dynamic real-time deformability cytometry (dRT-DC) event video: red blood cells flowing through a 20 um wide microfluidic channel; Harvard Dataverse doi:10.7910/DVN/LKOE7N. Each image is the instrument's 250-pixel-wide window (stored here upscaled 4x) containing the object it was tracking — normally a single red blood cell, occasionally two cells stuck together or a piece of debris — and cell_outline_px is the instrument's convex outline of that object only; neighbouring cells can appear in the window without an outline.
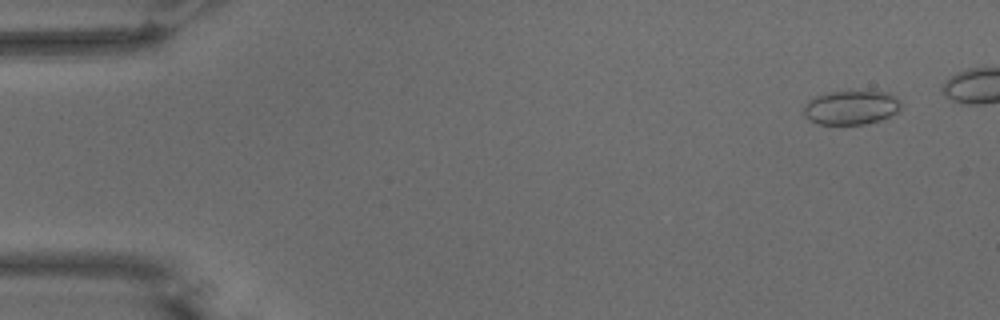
{"species": "common noctule bat (a hibernating species)", "species_latin": "Nyctalus noctula", "temperature_condition": "warm", "stored_images_in_passage": 46, "camera_frame_rate_fps": 3000, "um_per_image_px": 0.085, "animal": {"sex": "male", "body_mass_g": 15.6}, "frame": {"image": 1, "passage_image": 2, "time_ms": 0.333, "image_size_px": [1000, 320], "cell_outline_px": [[900, 112], [880, 120], [864, 124], [820, 124], [808, 120], [804, 116], [804, 104], [812, 96], [828, 92], [888, 92], [896, 96], [900, 100]], "centroid_in_image_um": [72.33, 9.14], "position_along_channel_um": 12.7, "area_um2": 19.48}}
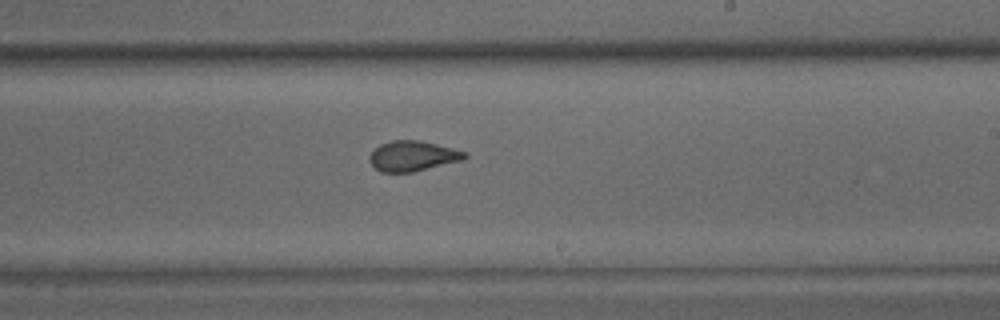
{"frame": {"image": 2, "passage_image": 31, "time_ms": 10.0, "image_size_px": [1000, 320], "cell_outline_px": [[468, 156], [464, 160], [412, 172], [380, 172], [368, 160], [368, 156], [380, 144], [392, 140], [420, 140], [468, 152]], "centroid_in_image_um": [35.1, 13.26], "position_along_channel_um": 253.9, "area_um2": 16.82}}
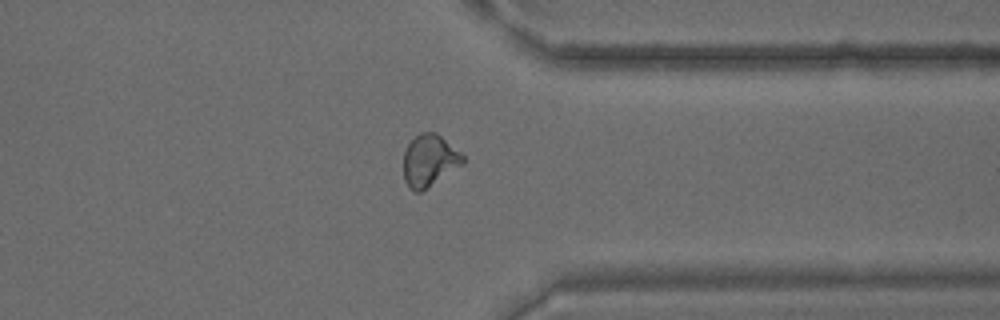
{"frame": {"image": 3, "passage_image": 41, "time_ms": 13.333, "image_size_px": [1000, 320], "cell_outline_px": [[464, 164], [420, 192], [416, 192], [404, 180], [404, 152], [408, 144], [420, 132], [436, 132], [460, 152], [464, 156]], "centroid_in_image_um": [36.51, 13.63], "position_along_channel_um": 374.9, "area_um2": 17.69}}